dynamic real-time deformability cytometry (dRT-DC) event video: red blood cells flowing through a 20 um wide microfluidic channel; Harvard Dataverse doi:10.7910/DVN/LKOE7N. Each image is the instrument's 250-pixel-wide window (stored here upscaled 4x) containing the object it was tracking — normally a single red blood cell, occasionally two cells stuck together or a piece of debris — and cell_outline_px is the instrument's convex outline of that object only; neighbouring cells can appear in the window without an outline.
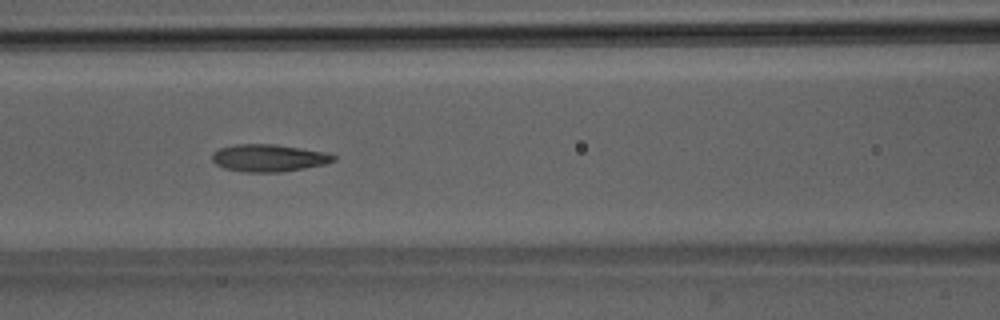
{"species": "Egyptian fruit bat (a non-hibernating species)", "species_latin": "Rousettus aegyptiacus", "temperature_condition": "room temperature", "stored_images_in_passage": 47, "camera_frame_rate_fps": 3000, "um_per_image_px": 0.085, "animal": {"sex": "male"}, "frame": {"image": 1, "passage_image": 18, "time_ms": 5.667, "image_size_px": [1000, 320], "cell_outline_px": [[336, 160], [324, 164], [304, 168], [280, 172], [244, 172], [224, 168], [216, 164], [212, 160], [212, 152], [220, 148], [236, 144], [276, 144], [328, 152], [336, 156]], "centroid_in_image_um": [22.85, 13.42], "position_along_channel_um": 143.8, "area_um2": 19.42}}
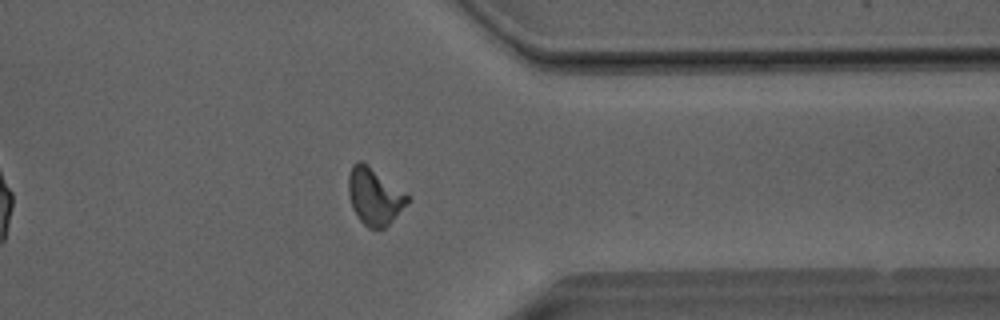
{"frame": {"image": 2, "passage_image": 36, "time_ms": 11.667, "image_size_px": [1000, 320], "cell_outline_px": [[412, 200], [384, 228], [368, 228], [356, 216], [352, 208], [348, 192], [348, 176], [352, 164], [356, 160], [360, 160], [408, 192], [412, 196]], "centroid_in_image_um": [31.86, 16.67], "position_along_channel_um": 379.5, "area_um2": 19.94}}
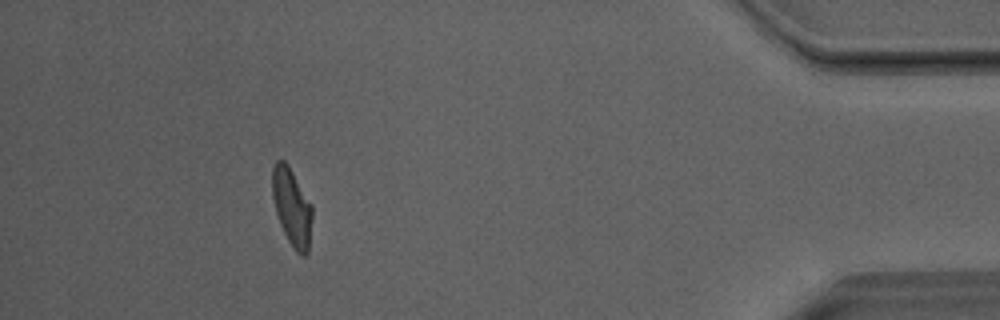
{"frame": {"image": 3, "passage_image": 42, "time_ms": 13.667, "image_size_px": [1000, 320], "cell_outline_px": [[312, 216], [308, 252], [304, 256], [300, 256], [292, 248], [280, 224], [276, 212], [272, 196], [272, 168], [276, 160], [284, 160], [288, 164], [312, 204]], "centroid_in_image_um": [24.81, 17.6], "position_along_channel_um": 410.4, "area_um2": 18.15}, "authors_computed_cell_mechanics": {"area_um2": 18.7272, "velocity_mm_per_s": 4.0502, "shape_relaxation_time_tau1_ms": null, "shape_relaxation_time_tau2_ms": 2.3492, "deformation_change_tau1": null, "deformation_change_tau2": 0.1088}}